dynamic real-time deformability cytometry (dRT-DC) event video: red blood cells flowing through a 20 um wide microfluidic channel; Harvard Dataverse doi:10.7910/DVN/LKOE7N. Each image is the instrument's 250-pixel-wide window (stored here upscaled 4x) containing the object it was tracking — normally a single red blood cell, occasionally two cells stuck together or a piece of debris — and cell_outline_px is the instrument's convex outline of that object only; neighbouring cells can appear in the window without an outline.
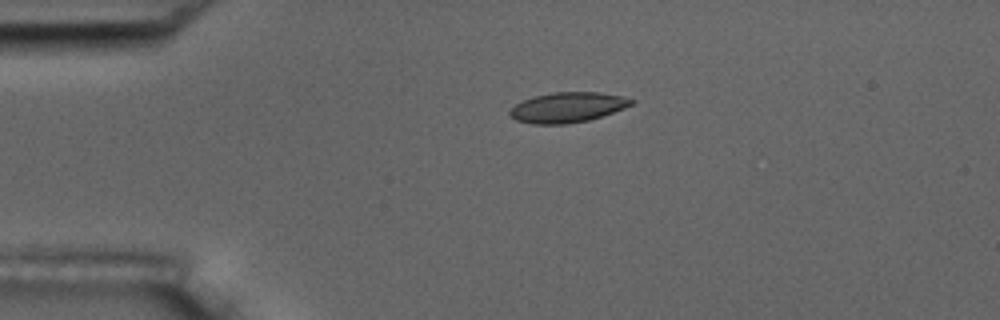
{"species": "common noctule bat (a hibernating species)", "species_latin": "Nyctalus noctula", "temperature_condition": "room temperature", "stored_images_in_passage": 5, "camera_frame_rate_fps": 3000, "um_per_image_px": 0.085, "animal": {"sex": "male", "body_mass_g": 17.5, "forearm_length_mm": 52.3}, "frame": {"image": 1, "passage_image": 4, "time_ms": 3.667, "image_size_px": [1000, 320], "cell_outline_px": [[636, 100], [632, 104], [624, 108], [588, 120], [564, 124], [532, 124], [516, 120], [508, 116], [508, 112], [516, 104], [532, 96], [552, 92], [600, 92], [620, 96]], "centroid_in_image_um": [48.2, 9.12], "position_along_channel_um": 36.8, "area_um2": 21.27}}